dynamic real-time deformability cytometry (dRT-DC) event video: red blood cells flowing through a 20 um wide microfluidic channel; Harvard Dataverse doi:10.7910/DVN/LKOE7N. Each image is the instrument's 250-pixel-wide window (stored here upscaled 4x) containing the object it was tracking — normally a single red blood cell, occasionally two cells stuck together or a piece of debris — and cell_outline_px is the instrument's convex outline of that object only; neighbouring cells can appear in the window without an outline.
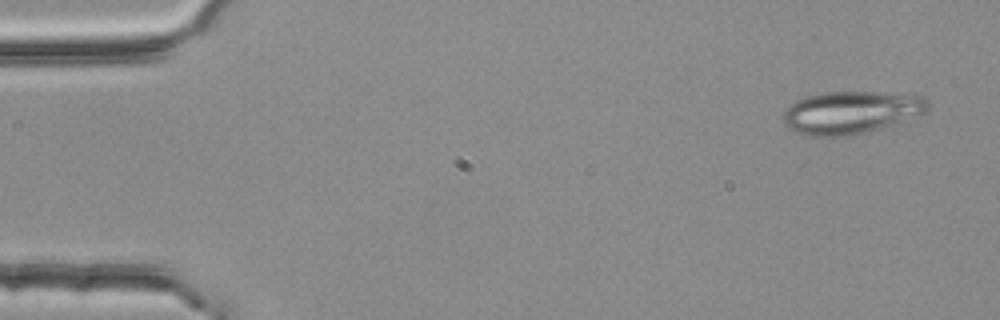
{"species": "common noctule bat (a hibernating species)", "species_latin": "Nyctalus noctula", "temperature_condition": "room temperature", "stored_images_in_passage": 2, "camera_frame_rate_fps": 3000, "um_per_image_px": 0.085, "animal": {"sex": "female", "body_mass_g": 25.1}, "frame": {"image": 1, "passage_image": 2, "time_ms": 0.333, "image_size_px": [1000, 320], "cell_outline_px": [[928, 112], [880, 128], [864, 132], [844, 136], [804, 136], [788, 128], [784, 124], [784, 112], [788, 104], [804, 96], [824, 92], [884, 92], [924, 96], [928, 100]], "centroid_in_image_um": [72.31, 9.54], "position_along_channel_um": 12.7, "area_um2": 36.07}}